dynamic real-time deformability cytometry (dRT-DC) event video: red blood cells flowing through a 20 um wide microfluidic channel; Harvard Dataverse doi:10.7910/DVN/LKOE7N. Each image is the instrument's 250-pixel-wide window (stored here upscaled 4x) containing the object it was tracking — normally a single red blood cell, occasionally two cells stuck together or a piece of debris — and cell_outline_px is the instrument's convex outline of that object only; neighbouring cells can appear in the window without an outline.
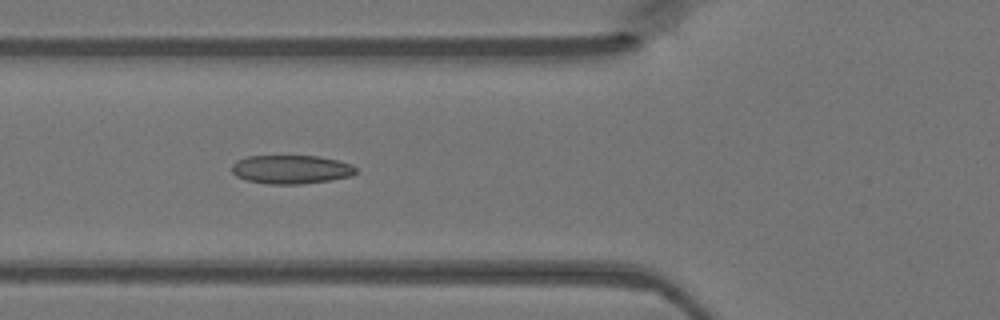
{"species": "Egyptian fruit bat (a non-hibernating species)", "species_latin": "Rousettus aegyptiacus", "temperature_condition": "warm", "stored_images_in_passage": 37, "camera_frame_rate_fps": 3000, "um_per_image_px": 0.085, "animal": {"sex": "female"}, "frame": {"image": 1, "passage_image": 13, "time_ms": 4.0, "image_size_px": [1000, 320], "cell_outline_px": [[356, 172], [352, 176], [332, 180], [300, 184], [268, 184], [248, 180], [236, 176], [232, 172], [232, 164], [236, 160], [248, 156], [316, 156], [340, 160], [352, 164], [356, 168]], "centroid_in_image_um": [24.77, 14.4], "position_along_channel_um": 101.0, "area_um2": 20.87}}
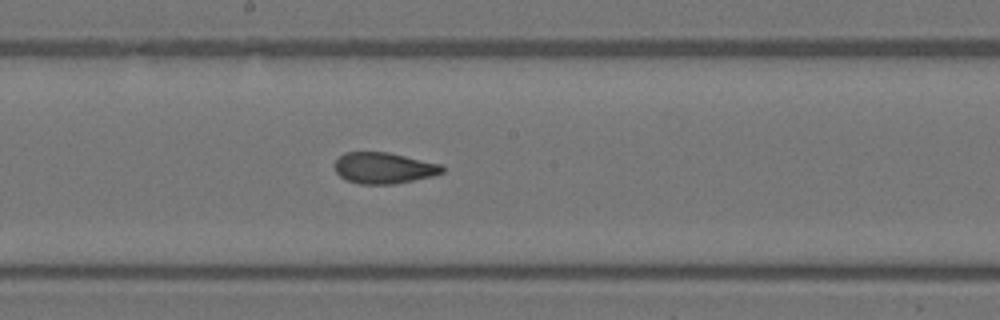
{"frame": {"image": 2, "passage_image": 21, "time_ms": 6.667, "image_size_px": [1000, 320], "cell_outline_px": [[444, 172], [432, 176], [392, 184], [360, 184], [344, 180], [336, 172], [336, 160], [344, 152], [388, 152], [440, 164], [444, 168]], "centroid_in_image_um": [32.6, 14.28], "position_along_channel_um": 215.6, "area_um2": 19.36}}
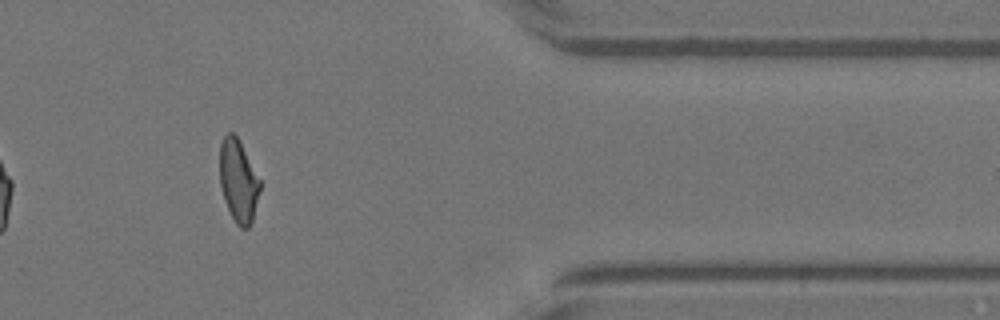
{"frame": {"image": 3, "passage_image": 35, "time_ms": 11.333, "image_size_px": [1000, 320], "cell_outline_px": [[260, 188], [252, 220], [248, 228], [240, 228], [236, 224], [224, 200], [220, 184], [220, 144], [224, 136], [228, 132], [232, 132], [240, 140], [260, 180]], "centroid_in_image_um": [20.25, 15.35], "position_along_channel_um": 391.2, "area_um2": 19.19}}